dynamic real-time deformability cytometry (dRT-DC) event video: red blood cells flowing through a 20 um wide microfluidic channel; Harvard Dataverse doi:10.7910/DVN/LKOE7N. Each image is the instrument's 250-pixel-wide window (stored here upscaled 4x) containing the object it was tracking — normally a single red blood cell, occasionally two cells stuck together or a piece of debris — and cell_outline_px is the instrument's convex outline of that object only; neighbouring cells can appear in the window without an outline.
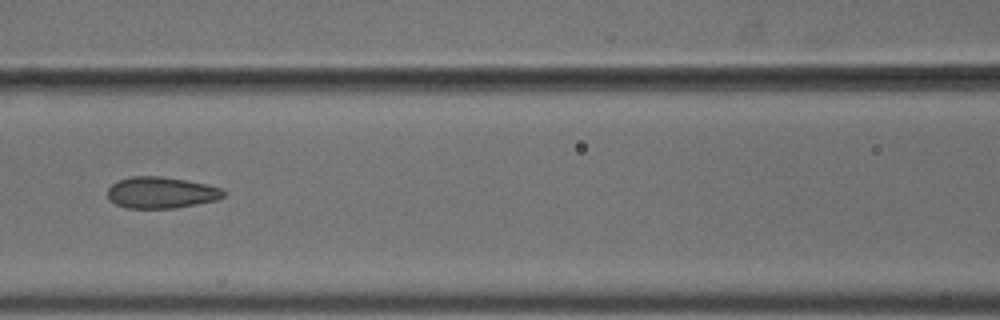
{"species": "common noctule bat (a hibernating species)", "species_latin": "Nyctalus noctula", "temperature_condition": "cold", "stored_images_in_passage": 9, "camera_frame_rate_fps": 3000, "um_per_image_px": 0.085, "animal": {"sex": "male", "body_mass_g": 18.8}, "frame": {"image": 1, "passage_image": 6, "time_ms": 1.667, "image_size_px": [1000, 320], "cell_outline_px": [[228, 192], [224, 196], [216, 200], [176, 208], [128, 208], [116, 204], [108, 200], [108, 188], [112, 184], [120, 180], [132, 176], [160, 176], [188, 180], [220, 188]], "centroid_in_image_um": [13.7, 16.37], "position_along_channel_um": 152.9, "area_um2": 21.21}}
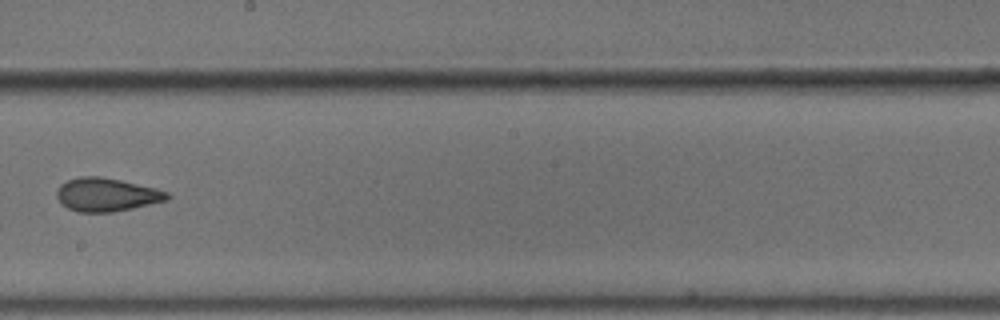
{"frame": {"image": 2, "passage_image": 8, "time_ms": 2.333, "image_size_px": [1000, 320], "cell_outline_px": [[172, 196], [168, 200], [132, 208], [112, 212], [80, 212], [68, 208], [56, 196], [56, 192], [60, 184], [68, 180], [80, 176], [100, 176], [120, 180], [156, 188], [168, 192]], "centroid_in_image_um": [9.08, 16.54], "position_along_channel_um": 239.1, "area_um2": 21.39}}
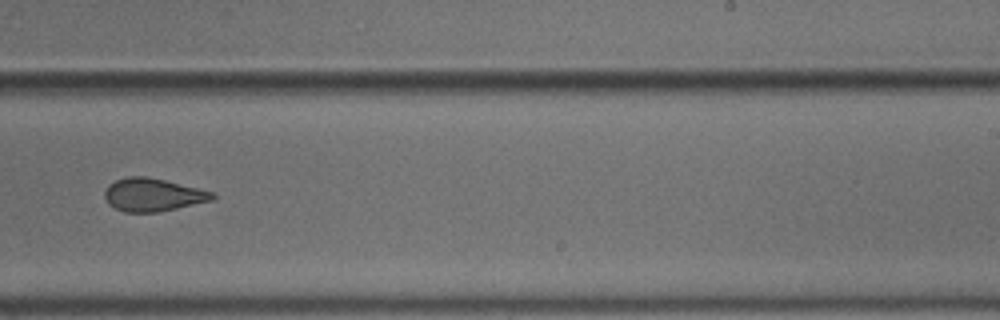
{"frame": {"image": 3, "passage_image": 9, "time_ms": 2.667, "image_size_px": [1000, 320], "cell_outline_px": [[216, 196], [212, 200], [160, 212], [124, 212], [108, 204], [104, 196], [104, 192], [108, 184], [116, 180], [128, 176], [148, 176], [212, 192]], "centroid_in_image_um": [12.94, 16.56], "position_along_channel_um": 276.1, "area_um2": 20.58}}